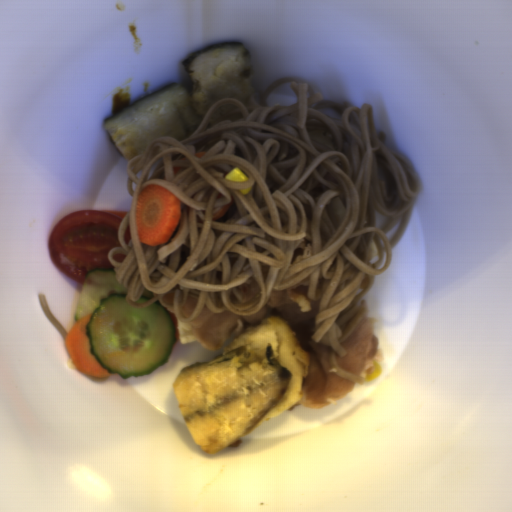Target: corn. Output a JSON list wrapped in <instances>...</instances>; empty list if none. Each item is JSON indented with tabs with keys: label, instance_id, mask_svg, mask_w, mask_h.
<instances>
[{
	"label": "corn",
	"instance_id": "51d56268",
	"mask_svg": "<svg viewBox=\"0 0 512 512\" xmlns=\"http://www.w3.org/2000/svg\"><path fill=\"white\" fill-rule=\"evenodd\" d=\"M225 180L227 181H234V182H245L249 180L248 175L240 168V167H234L229 172H227L224 176Z\"/></svg>",
	"mask_w": 512,
	"mask_h": 512
},
{
	"label": "corn",
	"instance_id": "f1292c28",
	"mask_svg": "<svg viewBox=\"0 0 512 512\" xmlns=\"http://www.w3.org/2000/svg\"><path fill=\"white\" fill-rule=\"evenodd\" d=\"M372 361L374 363V369H373L372 373H369L366 375V377H365L366 382H371V381L375 380L376 378L380 377V375L383 372V368L381 367V365L375 359Z\"/></svg>",
	"mask_w": 512,
	"mask_h": 512
},
{
	"label": "corn",
	"instance_id": "5cfa1b94",
	"mask_svg": "<svg viewBox=\"0 0 512 512\" xmlns=\"http://www.w3.org/2000/svg\"><path fill=\"white\" fill-rule=\"evenodd\" d=\"M251 188H252V186H251V187H249V188H247V189H239V191H238V192H240V193H241V194H243V195H248V194H249V192H250V190H251Z\"/></svg>",
	"mask_w": 512,
	"mask_h": 512
}]
</instances>
